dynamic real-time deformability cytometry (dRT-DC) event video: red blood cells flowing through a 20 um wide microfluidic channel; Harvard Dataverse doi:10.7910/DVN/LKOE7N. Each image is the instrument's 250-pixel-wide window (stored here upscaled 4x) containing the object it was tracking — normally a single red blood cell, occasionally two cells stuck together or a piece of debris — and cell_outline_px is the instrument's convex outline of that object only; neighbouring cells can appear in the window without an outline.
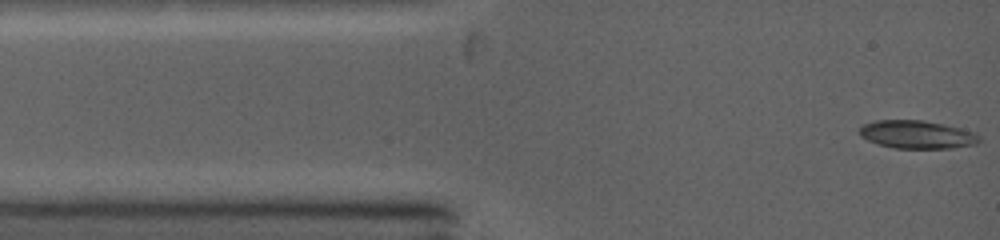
{"species": "common noctule bat (a hibernating species)", "species_latin": "Nyctalus noctula", "temperature_condition": "warm", "stored_images_in_passage": 38, "camera_frame_rate_fps": 5000, "um_per_image_px": 0.085, "animal": {"sex": "female", "body_mass_g": 19.0, "forearm_length_mm": 53.3}, "frame": {"image": 1, "passage_image": 1, "time_ms": 0.0, "image_size_px": [1000, 240], "cell_outline_px": [[980, 140], [976, 144], [952, 148], [892, 148], [876, 144], [860, 136], [856, 132], [864, 124], [876, 120], [924, 120], [944, 124], [960, 128], [972, 132], [980, 136]], "centroid_in_image_um": [77.9, 11.43], "position_along_channel_um": 7.1, "area_um2": 19.71}}
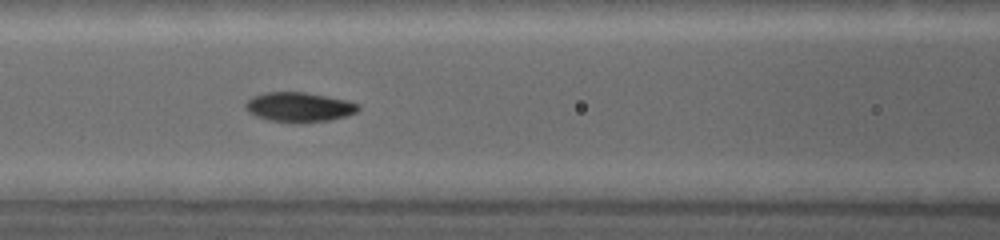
{"frame": {"image": 2, "passage_image": 16, "time_ms": 4.4, "image_size_px": [1000, 240], "cell_outline_px": [[360, 108], [356, 112], [348, 116], [332, 120], [300, 124], [292, 124], [268, 120], [256, 116], [248, 112], [244, 108], [244, 104], [252, 96], [264, 92], [304, 92], [348, 100], [360, 104]], "centroid_in_image_um": [25.43, 9.12], "position_along_channel_um": 141.2, "area_um2": 20.06}}
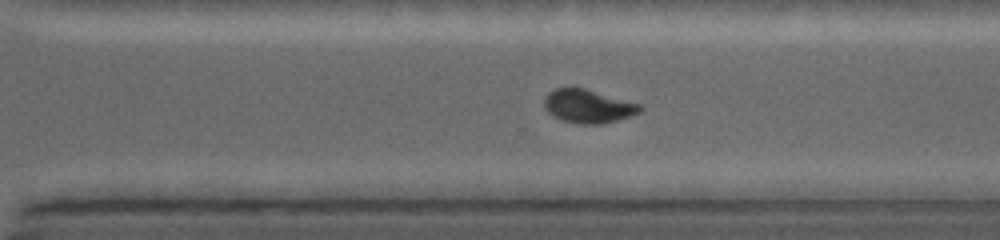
{"frame": {"image": 3, "passage_image": 33, "time_ms": 8.6, "image_size_px": [1000, 240], "cell_outline_px": [[644, 108], [640, 112], [632, 116], [604, 124], [576, 124], [560, 120], [552, 116], [544, 108], [544, 100], [548, 92], [556, 88], [584, 88], [640, 104]], "centroid_in_image_um": [49.98, 9.05], "position_along_channel_um": 320.6, "area_um2": 18.84}}